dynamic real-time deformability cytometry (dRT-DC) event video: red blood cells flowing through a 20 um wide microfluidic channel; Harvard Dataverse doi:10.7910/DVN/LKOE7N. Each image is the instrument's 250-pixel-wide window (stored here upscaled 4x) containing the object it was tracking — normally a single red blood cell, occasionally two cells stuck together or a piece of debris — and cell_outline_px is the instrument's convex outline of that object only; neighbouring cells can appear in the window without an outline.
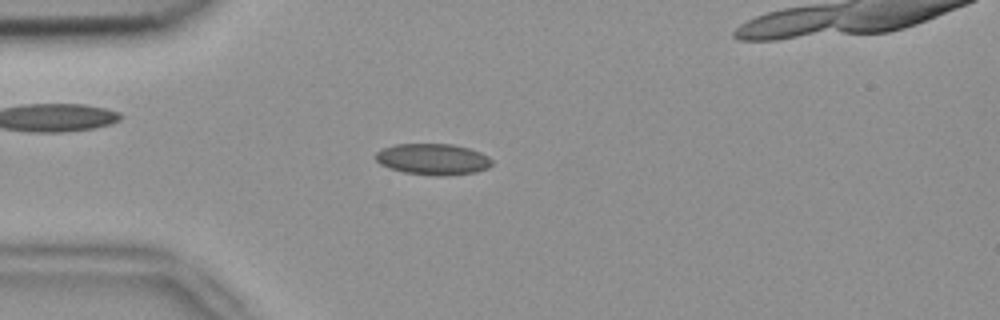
{"species": "common noctule bat (a hibernating species)", "species_latin": "Nyctalus noctula", "temperature_condition": "room temperature", "stored_images_in_passage": 3, "camera_frame_rate_fps": 3000, "um_per_image_px": 0.085, "animal": {"sex": "female", "body_mass_g": 18.4}, "frame": {"image": 1, "passage_image": 2, "time_ms": 0.333, "image_size_px": [1000, 320], "cell_outline_px": [[492, 164], [488, 168], [476, 172], [448, 176], [436, 176], [404, 172], [388, 168], [380, 164], [376, 160], [376, 152], [384, 148], [396, 144], [452, 144], [468, 148], [480, 152], [488, 156], [492, 160]], "centroid_in_image_um": [36.81, 13.54], "position_along_channel_um": 48.2, "area_um2": 21.21}}